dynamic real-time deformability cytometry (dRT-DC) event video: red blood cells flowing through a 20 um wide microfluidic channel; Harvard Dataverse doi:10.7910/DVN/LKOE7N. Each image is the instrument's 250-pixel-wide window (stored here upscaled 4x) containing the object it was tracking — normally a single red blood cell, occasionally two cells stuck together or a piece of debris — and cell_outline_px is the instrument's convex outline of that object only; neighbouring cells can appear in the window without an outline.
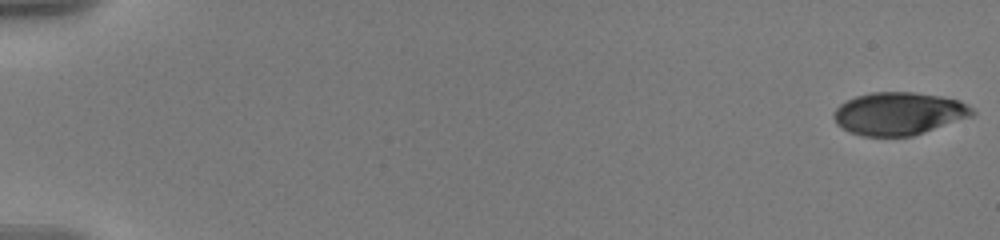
{"species": "human", "species_latin": "Homo sapiens", "temperature_condition": "warm", "stored_images_in_passage": 58, "camera_frame_rate_fps": 3000, "um_per_image_px": 0.085, "donor": {"sex": "male"}, "frame": {"image": 1, "passage_image": 1, "time_ms": 0.0, "image_size_px": [1000, 240], "cell_outline_px": [[976, 112], [972, 116], [912, 136], [864, 136], [848, 132], [836, 124], [832, 116], [836, 108], [840, 104], [856, 96], [872, 92], [912, 92], [940, 96], [960, 100], [972, 108]], "centroid_in_image_um": [76.38, 9.65], "position_along_channel_um": 8.6, "area_um2": 34.45}}
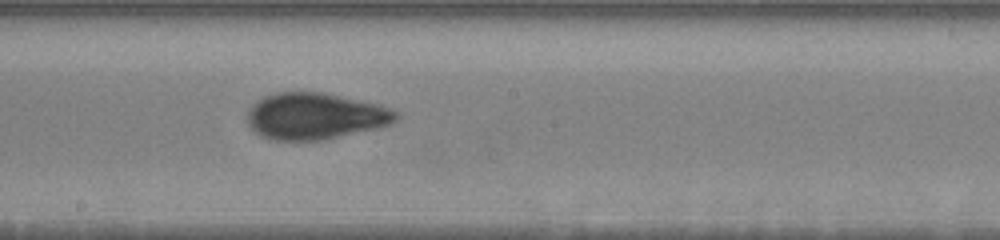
{"frame": {"image": 2, "passage_image": 34, "time_ms": 11.0, "image_size_px": [1000, 240], "cell_outline_px": [[400, 116], [392, 124], [376, 128], [320, 140], [272, 140], [260, 136], [248, 124], [248, 108], [256, 100], [264, 96], [276, 92], [324, 92], [380, 104], [396, 112]], "centroid_in_image_um": [26.77, 9.86], "position_along_channel_um": 221.4, "area_um2": 40.34}}
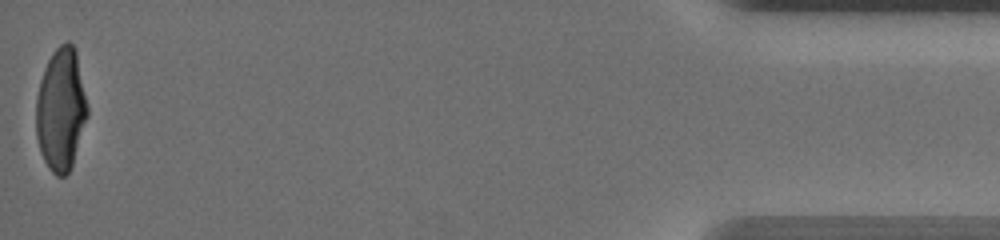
{"frame": {"image": 3, "passage_image": 58, "time_ms": 19.0, "image_size_px": [1000, 240], "cell_outline_px": [[88, 116], [72, 164], [68, 172], [64, 176], [56, 176], [48, 168], [40, 152], [36, 136], [36, 96], [40, 80], [44, 68], [52, 52], [60, 44], [68, 40], [72, 44], [76, 52], [88, 108]], "centroid_in_image_um": [5.16, 9.31], "position_along_channel_um": 430.0, "area_um2": 36.7}, "authors_computed_cell_mechanics": {"area_um2": 37.5411, "velocity_mm_per_s": 3.5781, "shape_relaxation_time_tau1_ms": 5.4226, "shape_relaxation_time_tau2_ms": 0.8209, "deformation_change_tau1": 0.2045, "deformation_change_tau2": 0.0578}}